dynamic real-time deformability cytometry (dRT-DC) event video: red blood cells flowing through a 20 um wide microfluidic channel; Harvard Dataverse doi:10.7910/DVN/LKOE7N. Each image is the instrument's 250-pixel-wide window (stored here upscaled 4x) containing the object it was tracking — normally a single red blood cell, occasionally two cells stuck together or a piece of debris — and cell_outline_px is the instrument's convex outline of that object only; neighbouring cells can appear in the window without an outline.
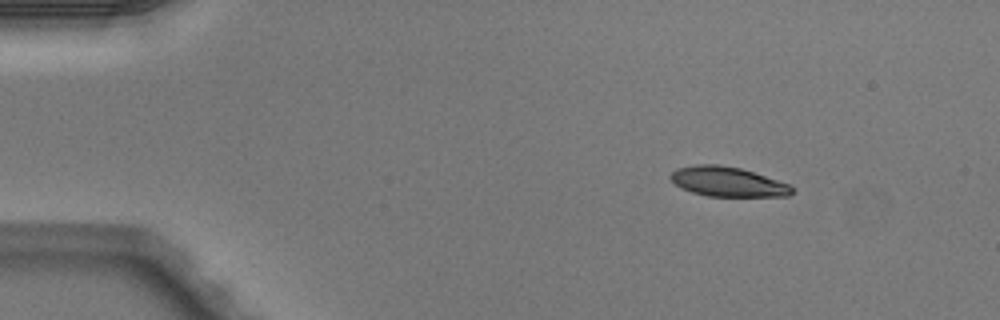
{"species": "Egyptian fruit bat (a non-hibernating species)", "species_latin": "Rousettus aegyptiacus", "temperature_condition": "warm", "stored_images_in_passage": 3, "camera_frame_rate_fps": 3000, "um_per_image_px": 0.085, "animal": {"sex": "male"}, "frame": {"image": 1, "passage_image": 1, "time_ms": 0.0, "image_size_px": [1000, 320], "cell_outline_px": [[796, 188], [788, 196], [708, 196], [692, 192], [680, 188], [668, 176], [676, 168], [696, 164], [720, 164], [740, 168], [788, 184]], "centroid_in_image_um": [61.81, 15.44], "position_along_channel_um": 23.2, "area_um2": 20.92}}
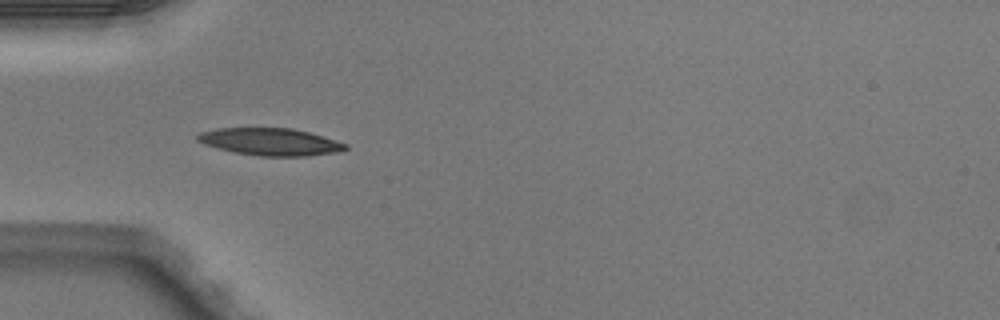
{"frame": {"image": 2, "passage_image": 3, "time_ms": 0.667, "image_size_px": [1000, 320], "cell_outline_px": [[348, 148], [336, 152], [308, 156], [260, 156], [232, 152], [204, 144], [196, 140], [196, 136], [200, 132], [216, 128], [292, 128], [324, 136], [348, 144]], "centroid_in_image_um": [22.97, 12.05], "position_along_channel_um": 62.0, "area_um2": 23.58}}